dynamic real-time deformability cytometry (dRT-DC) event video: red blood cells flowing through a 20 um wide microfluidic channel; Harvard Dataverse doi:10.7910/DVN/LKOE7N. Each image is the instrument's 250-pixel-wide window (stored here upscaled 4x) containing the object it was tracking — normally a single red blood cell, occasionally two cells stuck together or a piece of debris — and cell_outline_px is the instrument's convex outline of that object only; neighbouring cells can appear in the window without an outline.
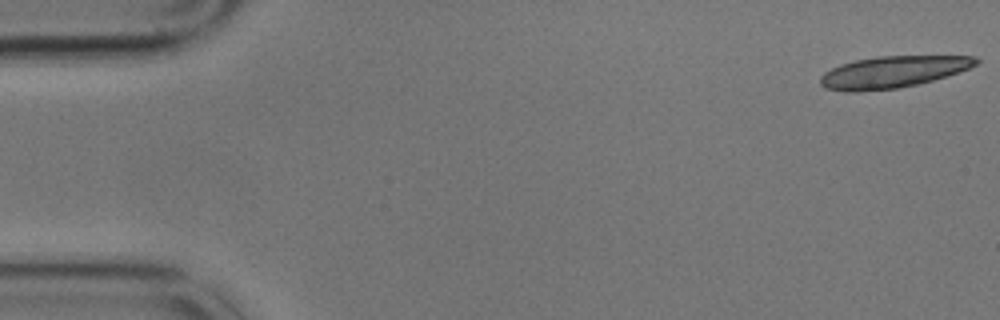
{"species": "common noctule bat (a hibernating species)", "species_latin": "Nyctalus noctula", "temperature_condition": "cold", "stored_images_in_passage": 19, "camera_frame_rate_fps": 3000, "um_per_image_px": 0.085, "animal": {"sex": "male", "body_mass_g": 17.9}, "frame": {"image": 1, "passage_image": 1, "time_ms": 0.0, "image_size_px": [1000, 320], "cell_outline_px": [[980, 60], [976, 64], [968, 68], [948, 76], [916, 84], [896, 88], [852, 92], [844, 92], [824, 88], [820, 84], [820, 76], [824, 72], [840, 64], [856, 60], [876, 56], [976, 56]], "centroid_in_image_um": [75.85, 6.11], "position_along_channel_um": 9.2, "area_um2": 28.67}}